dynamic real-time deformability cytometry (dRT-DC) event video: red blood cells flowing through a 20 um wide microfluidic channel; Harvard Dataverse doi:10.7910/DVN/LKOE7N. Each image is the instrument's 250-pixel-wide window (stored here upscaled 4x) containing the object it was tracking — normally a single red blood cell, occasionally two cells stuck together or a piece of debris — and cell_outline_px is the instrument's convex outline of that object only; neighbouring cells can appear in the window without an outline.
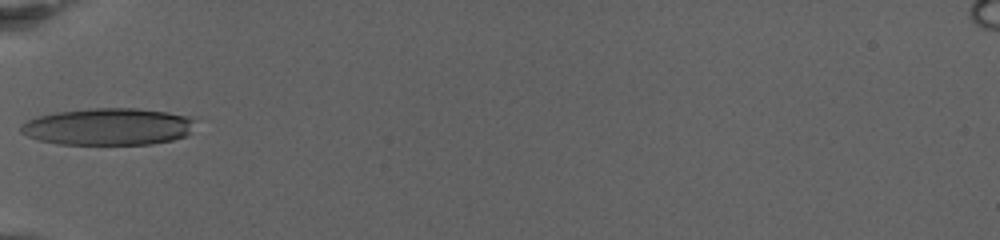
{"species": "human", "species_latin": "Homo sapiens", "temperature_condition": "warm", "stored_images_in_passage": 41, "camera_frame_rate_fps": 3000, "um_per_image_px": 0.085, "donor": {"sex": "female"}, "frame": {"image": 1, "passage_image": 1, "time_ms": 0.0, "image_size_px": [1000, 240], "cell_outline_px": [[184, 132], [180, 136], [168, 140], [140, 144], [72, 144], [36, 120], [48, 116], [72, 112], [160, 112], [180, 116], [184, 120]], "centroid_in_image_um": [9.78, 10.81], "position_along_channel_um": 75.2, "area_um2": 28.55}}
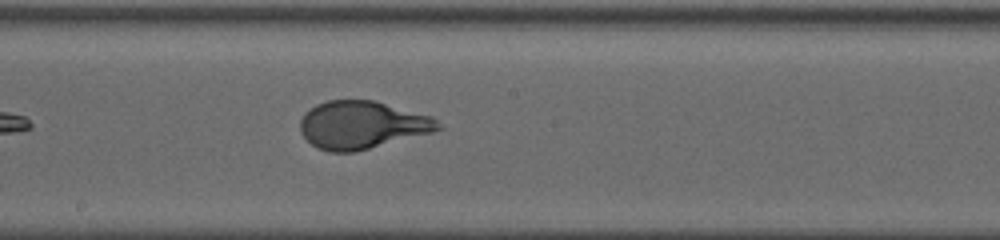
{"frame": {"image": 2, "passage_image": 16, "time_ms": 5.0, "image_size_px": [1000, 240], "cell_outline_px": [[436, 128], [364, 148], [324, 148], [308, 140], [304, 132], [304, 116], [312, 108], [320, 104], [332, 100], [368, 100], [420, 116], [432, 120]], "centroid_in_image_um": [30.61, 10.55], "position_along_channel_um": 217.6, "area_um2": 33.29}}
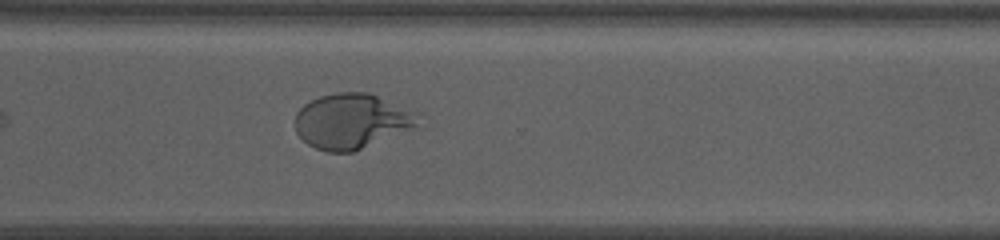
{"frame": {"image": 3, "passage_image": 29, "time_ms": 9.333, "image_size_px": [1000, 240], "cell_outline_px": [[404, 124], [348, 152], [336, 152], [320, 148], [312, 144], [308, 140], [300, 112], [308, 104], [324, 96], [372, 96]], "centroid_in_image_um": [29.44, 10.37], "position_along_channel_um": 341.2, "area_um2": 29.65}}